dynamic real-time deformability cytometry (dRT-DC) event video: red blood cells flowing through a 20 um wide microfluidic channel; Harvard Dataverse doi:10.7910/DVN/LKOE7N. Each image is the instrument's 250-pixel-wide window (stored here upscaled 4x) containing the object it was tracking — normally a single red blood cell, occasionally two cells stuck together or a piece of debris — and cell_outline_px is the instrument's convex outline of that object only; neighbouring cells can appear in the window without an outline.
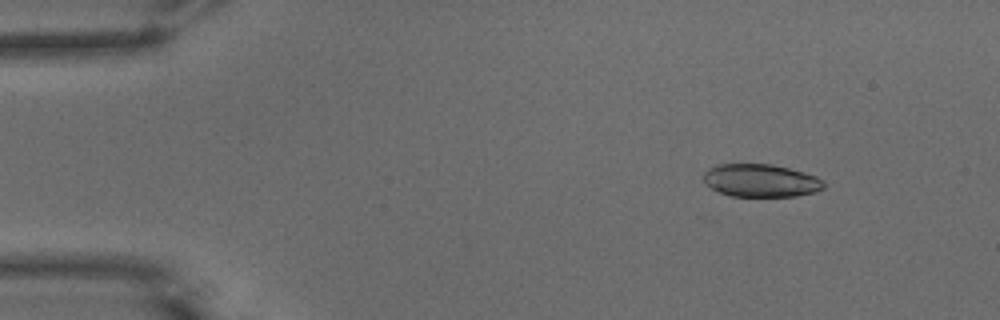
{"species": "common noctule bat (a hibernating species)", "species_latin": "Nyctalus noctula", "temperature_condition": "warm", "stored_images_in_passage": 12, "camera_frame_rate_fps": 3000, "um_per_image_px": 0.085, "animal": {"sex": "male", "body_mass_g": 15.6}, "frame": {"image": 1, "passage_image": 7, "time_ms": 2.0, "image_size_px": [1000, 320], "cell_outline_px": [[824, 188], [816, 192], [796, 196], [732, 196], [720, 192], [704, 184], [704, 172], [708, 168], [716, 164], [772, 164], [804, 172], [816, 176], [824, 180]], "centroid_in_image_um": [64.67, 15.34], "position_along_channel_um": 20.3, "area_um2": 23.12}}